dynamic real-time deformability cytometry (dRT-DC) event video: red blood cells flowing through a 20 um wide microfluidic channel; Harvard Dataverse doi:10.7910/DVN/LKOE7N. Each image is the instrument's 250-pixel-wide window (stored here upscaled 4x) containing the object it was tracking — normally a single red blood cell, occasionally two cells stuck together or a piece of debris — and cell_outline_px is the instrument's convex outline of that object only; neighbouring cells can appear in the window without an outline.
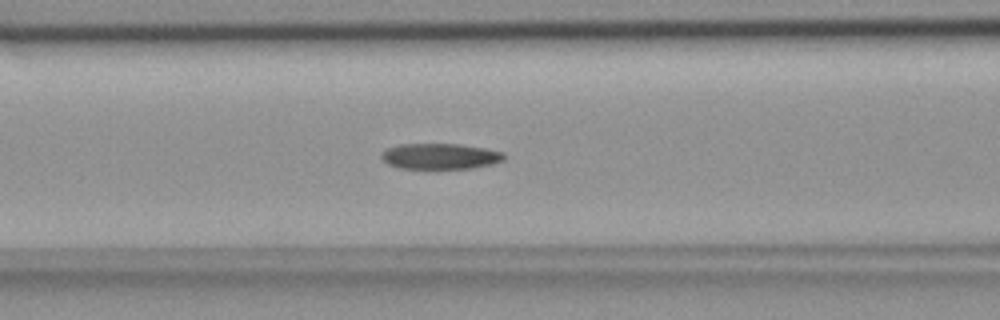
{"species": "common noctule bat (a hibernating species)", "species_latin": "Nyctalus noctula", "temperature_condition": "room temperature", "stored_images_in_passage": 38, "camera_frame_rate_fps": 3000, "um_per_image_px": 0.085, "animal": {"sex": "female", "body_mass_g": 18.4}, "frame": {"image": 1, "passage_image": 5, "time_ms": 1.333, "image_size_px": [1000, 320], "cell_outline_px": [[504, 160], [492, 164], [472, 168], [400, 168], [388, 164], [380, 156], [380, 152], [388, 148], [400, 144], [460, 144], [484, 148], [504, 152]], "centroid_in_image_um": [37.41, 13.28], "position_along_channel_um": 129.2, "area_um2": 18.32}}
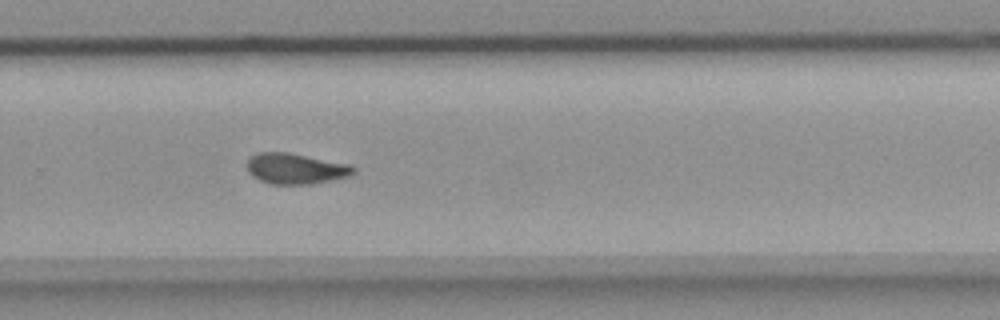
{"frame": {"image": 2, "passage_image": 19, "time_ms": 6.0, "image_size_px": [1000, 320], "cell_outline_px": [[356, 172], [348, 176], [332, 180], [312, 184], [272, 184], [260, 180], [252, 176], [248, 172], [248, 160], [256, 152], [288, 152], [348, 164], [356, 168]], "centroid_in_image_um": [25.13, 14.33], "position_along_channel_um": 304.7, "area_um2": 18.96}}
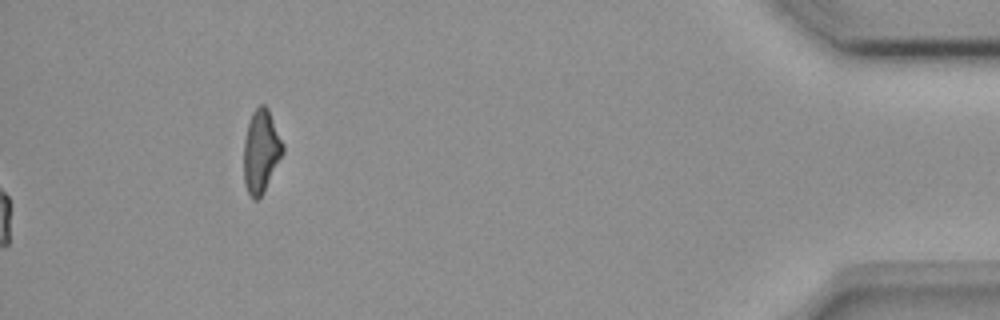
{"frame": {"image": 3, "passage_image": 38, "time_ms": 12.333, "image_size_px": [1000, 320], "cell_outline_px": [[284, 152], [264, 192], [256, 200], [252, 200], [244, 184], [244, 140], [248, 124], [252, 112], [260, 104], [264, 104], [268, 108], [284, 144]], "centroid_in_image_um": [22.19, 12.86], "position_along_channel_um": 413.0, "area_um2": 18.96}}